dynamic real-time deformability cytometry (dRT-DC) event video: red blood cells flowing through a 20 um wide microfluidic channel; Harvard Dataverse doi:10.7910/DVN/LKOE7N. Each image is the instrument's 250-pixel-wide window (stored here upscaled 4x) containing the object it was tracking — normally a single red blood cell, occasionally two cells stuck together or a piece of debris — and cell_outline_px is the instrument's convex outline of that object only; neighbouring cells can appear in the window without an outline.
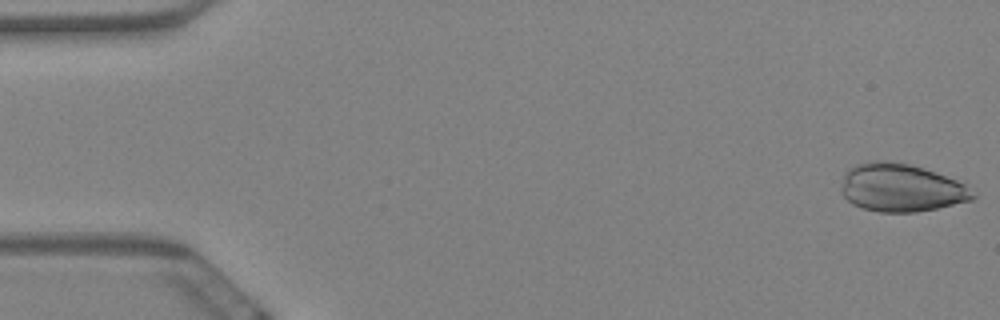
{"species": "Egyptian fruit bat (a non-hibernating species)", "species_latin": "Rousettus aegyptiacus", "temperature_condition": "warm", "stored_images_in_passage": 58, "camera_frame_rate_fps": 3000, "um_per_image_px": 0.085, "animal": {"sex": "female"}, "frame": {"image": 1, "passage_image": 1, "time_ms": 0.0, "image_size_px": [1000, 320], "cell_outline_px": [[976, 196], [972, 200], [936, 208], [916, 212], [880, 212], [864, 208], [852, 204], [840, 192], [840, 188], [844, 172], [848, 168], [856, 164], [872, 160], [888, 160], [908, 164], [956, 180], [964, 184]], "centroid_in_image_um": [76.52, 15.95], "position_along_channel_um": 8.5, "area_um2": 36.59}}
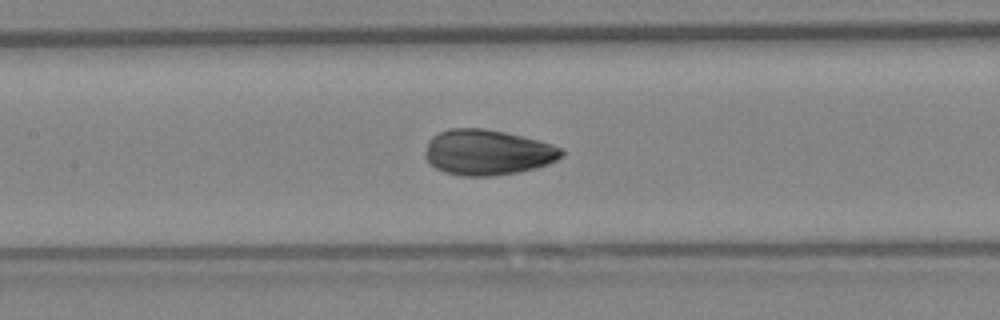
{"frame": {"image": 2, "passage_image": 27, "time_ms": 8.667, "image_size_px": [1000, 320], "cell_outline_px": [[564, 156], [548, 164], [536, 168], [516, 172], [492, 176], [460, 176], [444, 172], [428, 164], [424, 156], [424, 152], [428, 140], [432, 136], [448, 128], [484, 128], [504, 132], [540, 140], [552, 144], [560, 148], [564, 152]], "centroid_in_image_um": [41.4, 12.95], "position_along_channel_um": 166.0, "area_um2": 36.47}}
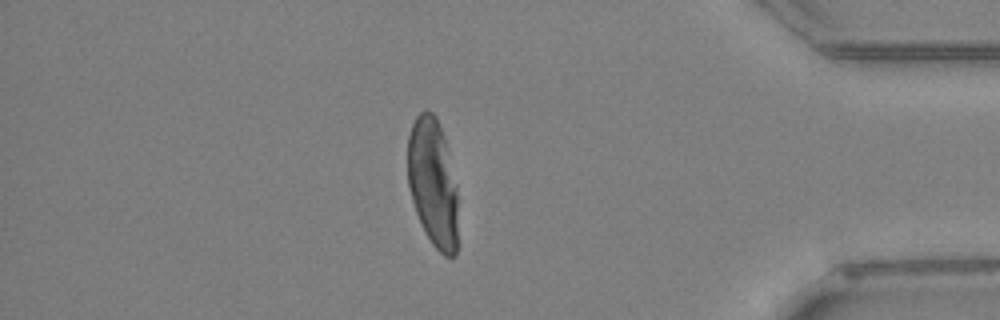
{"frame": {"image": 3, "passage_image": 50, "time_ms": 16.333, "image_size_px": [1000, 320], "cell_outline_px": [[456, 256], [444, 256], [432, 244], [416, 212], [412, 200], [408, 184], [408, 136], [412, 124], [416, 116], [420, 112], [432, 112], [436, 116], [444, 136], [456, 184]], "centroid_in_image_um": [36.78, 15.5], "position_along_channel_um": 398.4, "area_um2": 37.05}}